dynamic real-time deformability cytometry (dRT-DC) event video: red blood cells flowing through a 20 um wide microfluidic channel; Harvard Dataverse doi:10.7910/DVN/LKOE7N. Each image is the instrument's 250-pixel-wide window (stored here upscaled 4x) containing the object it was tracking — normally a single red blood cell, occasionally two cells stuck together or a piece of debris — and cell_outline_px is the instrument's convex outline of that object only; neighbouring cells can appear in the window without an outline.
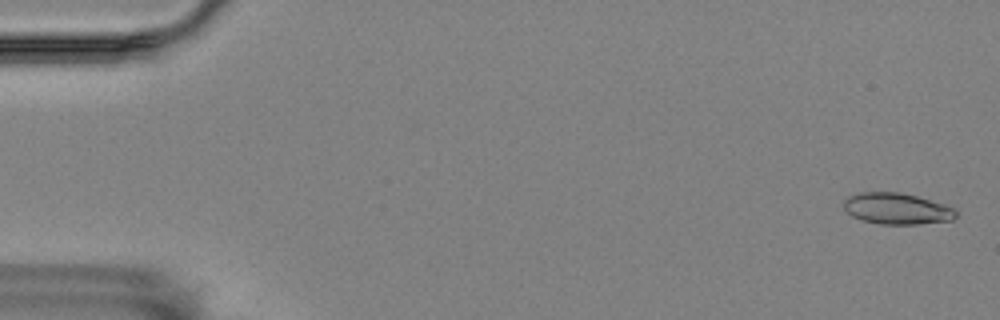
{"species": "Egyptian fruit bat (a non-hibernating species)", "species_latin": "Rousettus aegyptiacus", "temperature_condition": "room temperature", "stored_images_in_passage": 4, "camera_frame_rate_fps": 3000, "um_per_image_px": 0.085, "animal": {"sex": "female"}, "frame": {"image": 1, "passage_image": 1, "time_ms": 0.0, "image_size_px": [1000, 320], "cell_outline_px": [[956, 216], [952, 220], [916, 224], [880, 224], [860, 220], [852, 216], [844, 208], [844, 200], [848, 196], [856, 192], [900, 192], [916, 196], [944, 204], [956, 208]], "centroid_in_image_um": [76.21, 17.73], "position_along_channel_um": 8.8, "area_um2": 20.52}}